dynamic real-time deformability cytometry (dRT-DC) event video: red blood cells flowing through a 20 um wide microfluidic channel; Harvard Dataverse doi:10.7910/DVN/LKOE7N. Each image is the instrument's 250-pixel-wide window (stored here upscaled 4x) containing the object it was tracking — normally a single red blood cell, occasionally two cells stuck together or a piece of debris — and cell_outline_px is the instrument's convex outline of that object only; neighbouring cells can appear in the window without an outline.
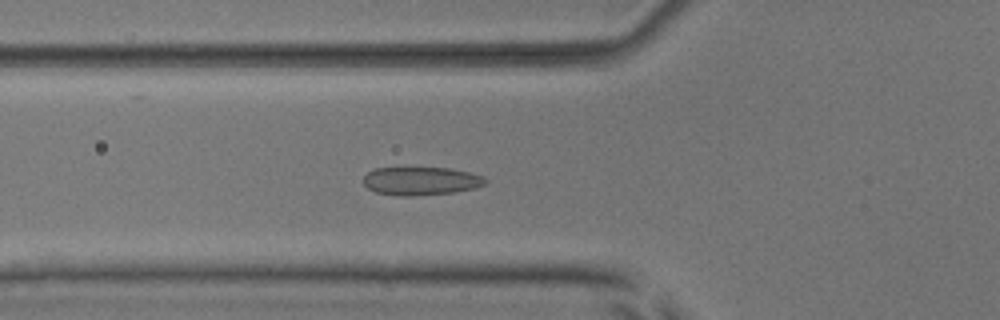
{"species": "common noctule bat (a hibernating species)", "species_latin": "Nyctalus noctula", "temperature_condition": "room temperature", "stored_images_in_passage": 54, "camera_frame_rate_fps": 3000, "um_per_image_px": 0.085, "animal": {"sex": "male", "body_mass_g": 17.9, "forearm_length_mm": 54.2}, "frame": {"image": 1, "passage_image": 20, "time_ms": 6.333, "image_size_px": [1000, 320], "cell_outline_px": [[488, 180], [484, 184], [472, 188], [452, 192], [416, 196], [396, 196], [376, 192], [368, 188], [364, 184], [364, 176], [368, 172], [376, 168], [448, 168], [468, 172], [484, 176]], "centroid_in_image_um": [35.76, 15.39], "position_along_channel_um": 90.0, "area_um2": 19.94}}
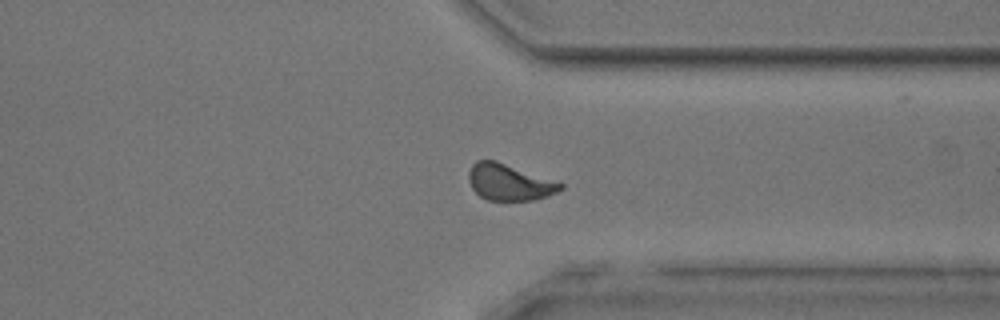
{"frame": {"image": 2, "passage_image": 42, "time_ms": 13.667, "image_size_px": [1000, 320], "cell_outline_px": [[564, 188], [556, 192], [536, 200], [488, 200], [480, 196], [472, 188], [468, 180], [468, 172], [472, 164], [476, 160], [496, 160], [564, 184]], "centroid_in_image_um": [43.26, 15.48], "position_along_channel_um": 368.1, "area_um2": 19.36}}
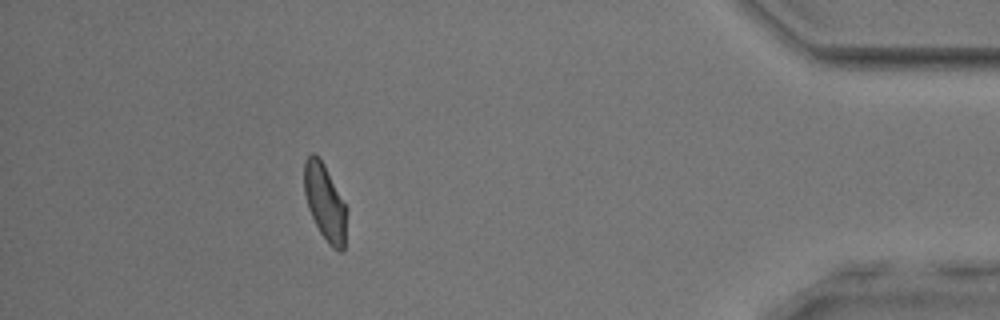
{"frame": {"image": 3, "passage_image": 49, "time_ms": 16.0, "image_size_px": [1000, 320], "cell_outline_px": [[348, 208], [344, 248], [340, 252], [332, 248], [328, 244], [320, 232], [308, 208], [304, 192], [304, 160], [312, 152], [320, 156]], "centroid_in_image_um": [27.64, 17.18], "position_along_channel_um": 407.6, "area_um2": 19.25}, "authors_computed_cell_mechanics": {"area_um2": 19.941, "velocity_mm_per_s": 3.7934, "shape_relaxation_time_tau1_ms": 3.9672, "shape_relaxation_time_tau2_ms": 1.1432, "deformation_change_tau1": 0.1132, "deformation_change_tau2": 0.0768}}